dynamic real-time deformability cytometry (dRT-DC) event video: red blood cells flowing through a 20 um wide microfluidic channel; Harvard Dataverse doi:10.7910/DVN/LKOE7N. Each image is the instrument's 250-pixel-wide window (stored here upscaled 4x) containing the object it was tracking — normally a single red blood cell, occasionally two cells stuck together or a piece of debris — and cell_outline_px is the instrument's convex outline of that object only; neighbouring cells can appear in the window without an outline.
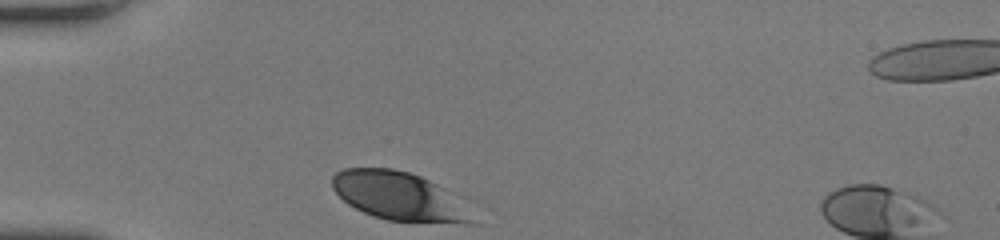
{"species": "human", "species_latin": "Homo sapiens", "temperature_condition": "room temperature", "stored_images_in_passage": 28, "camera_frame_rate_fps": 3000, "um_per_image_px": 0.085, "donor": {"sex": "female"}, "frame": {"image": 1, "passage_image": 1, "time_ms": 0.0, "image_size_px": [1000, 240], "cell_outline_px": [[480, 224], [468, 224], [388, 220], [372, 216], [348, 204], [332, 188], [332, 176], [336, 172], [344, 168], [392, 168], [408, 172], [420, 176], [444, 188]], "centroid_in_image_um": [33.87, 16.68], "position_along_channel_um": 51.1, "area_um2": 39.02}}
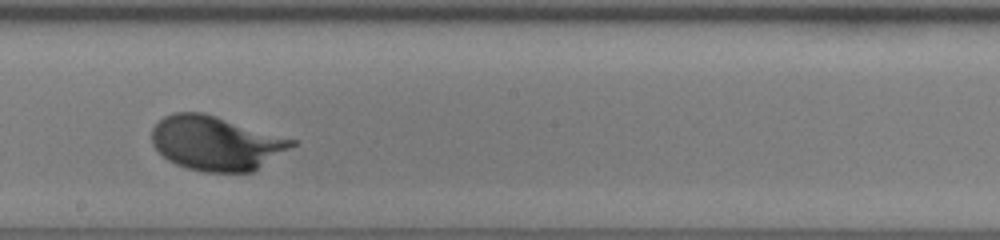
{"frame": {"image": 2, "passage_image": 16, "time_ms": 5.0, "image_size_px": [1000, 240], "cell_outline_px": [[296, 144], [252, 172], [204, 172], [188, 168], [176, 164], [168, 160], [152, 144], [152, 128], [164, 116], [172, 112], [204, 112], [296, 140]], "centroid_in_image_um": [18.34, 12.16], "position_along_channel_um": 229.9, "area_um2": 44.04}}
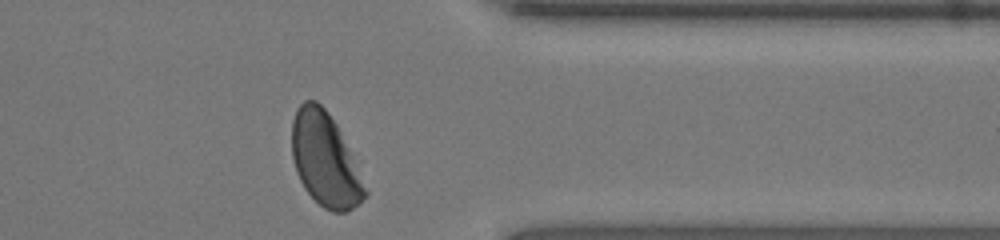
{"frame": {"image": 3, "passage_image": 28, "time_ms": 9.0, "image_size_px": [1000, 240], "cell_outline_px": [[368, 196], [360, 204], [344, 212], [332, 212], [324, 208], [304, 188], [296, 172], [292, 156], [292, 120], [296, 108], [304, 100], [316, 100], [324, 108], [336, 124], [368, 192]], "centroid_in_image_um": [27.6, 13.58], "position_along_channel_um": 383.8, "area_um2": 39.3}, "authors_computed_cell_mechanics": {"area_um2": 43.2922, "velocity_mm_per_s": 4.0065, "shape_relaxation_time_tau1_ms": 2.3049, "shape_relaxation_time_tau2_ms": null, "deformation_change_tau1": 0.1368, "deformation_change_tau2": null}}